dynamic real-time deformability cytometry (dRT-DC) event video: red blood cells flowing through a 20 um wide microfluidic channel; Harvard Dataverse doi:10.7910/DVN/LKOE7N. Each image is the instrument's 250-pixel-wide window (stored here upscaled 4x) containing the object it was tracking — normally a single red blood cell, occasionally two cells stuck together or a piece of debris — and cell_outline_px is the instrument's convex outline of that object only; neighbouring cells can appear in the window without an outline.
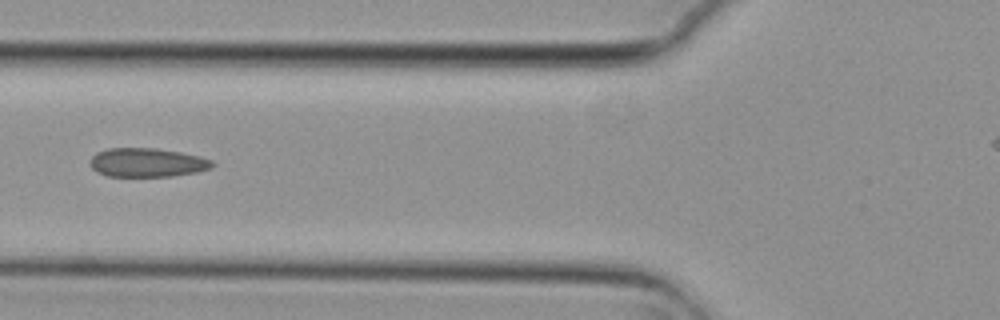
{"species": "common noctule bat (a hibernating species)", "species_latin": "Nyctalus noctula", "temperature_condition": "cold", "stored_images_in_passage": 6, "camera_frame_rate_fps": 3000, "um_per_image_px": 0.085, "animal": {"sex": "female", "body_mass_g": 29.2, "forearm_length_mm": 56.3}, "frame": {"image": 1, "passage_image": 6, "time_ms": 1.667, "image_size_px": [1000, 320], "cell_outline_px": [[216, 164], [212, 168], [196, 172], [172, 176], [108, 176], [96, 172], [88, 164], [88, 160], [96, 152], [108, 148], [156, 148], [180, 152], [200, 156], [212, 160]], "centroid_in_image_um": [12.49, 13.81], "position_along_channel_um": 113.3, "area_um2": 20.81}}